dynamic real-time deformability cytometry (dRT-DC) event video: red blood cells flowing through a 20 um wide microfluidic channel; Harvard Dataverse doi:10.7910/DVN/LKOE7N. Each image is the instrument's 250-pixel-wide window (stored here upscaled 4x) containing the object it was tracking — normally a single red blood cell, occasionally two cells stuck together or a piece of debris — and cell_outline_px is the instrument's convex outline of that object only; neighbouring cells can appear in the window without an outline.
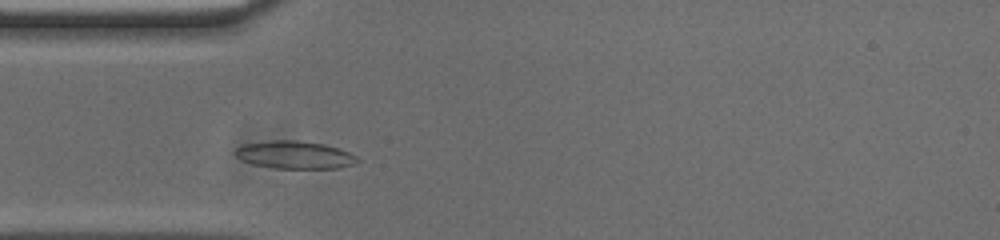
{"species": "common noctule bat (a hibernating species)", "species_latin": "Nyctalus noctula", "temperature_condition": "cold", "stored_images_in_passage": 34, "camera_frame_rate_fps": 3000, "um_per_image_px": 0.085, "animal": {"sex": "male", "body_mass_g": 20.0, "forearm_length_mm": 53.3}, "frame": {"image": 1, "passage_image": 4, "time_ms": 1.0, "image_size_px": [1000, 240], "cell_outline_px": [[360, 160], [352, 164], [340, 168], [276, 168], [252, 164], [240, 160], [232, 152], [236, 148], [244, 144], [272, 140], [296, 140], [324, 144], [348, 152], [356, 156]], "centroid_in_image_um": [25.0, 13.16], "position_along_channel_um": 60.0, "area_um2": 19.65}}
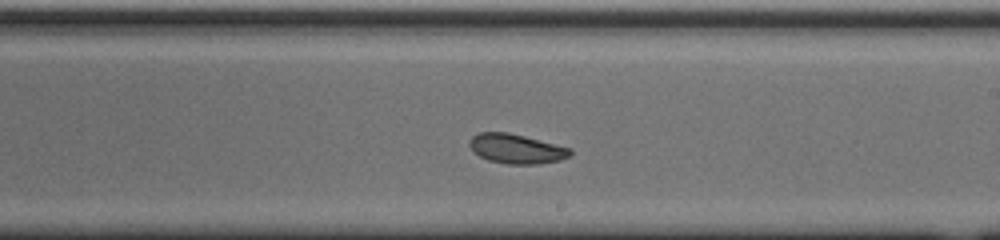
{"frame": {"image": 2, "passage_image": 19, "time_ms": 6.0, "image_size_px": [1000, 240], "cell_outline_px": [[572, 152], [568, 156], [560, 160], [536, 164], [508, 164], [488, 160], [472, 152], [468, 144], [468, 140], [476, 132], [508, 132], [572, 148]], "centroid_in_image_um": [43.84, 12.63], "position_along_channel_um": 245.2, "area_um2": 17.46}}
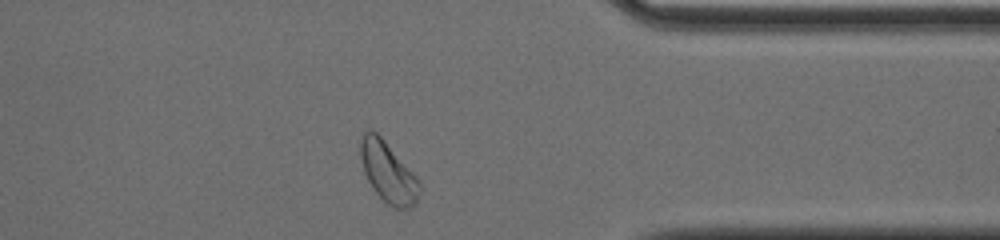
{"frame": {"image": 3, "passage_image": 31, "time_ms": 10.0, "image_size_px": [1000, 240], "cell_outline_px": [[420, 192], [416, 200], [408, 208], [396, 208], [388, 204], [372, 188], [364, 172], [360, 156], [360, 144], [364, 132], [368, 128], [372, 128], [384, 140], [416, 176], [420, 184]], "centroid_in_image_um": [32.96, 14.6], "position_along_channel_um": 378.4, "area_um2": 20.4}, "authors_computed_cell_mechanics": {"area_um2": 17.6868, "velocity_mm_per_s": 3.7134, "shape_relaxation_time_tau1_ms": 3.1192, "shape_relaxation_time_tau2_ms": 3.2498, "deformation_change_tau1": 0.1127, "deformation_change_tau2": 0.0819}}